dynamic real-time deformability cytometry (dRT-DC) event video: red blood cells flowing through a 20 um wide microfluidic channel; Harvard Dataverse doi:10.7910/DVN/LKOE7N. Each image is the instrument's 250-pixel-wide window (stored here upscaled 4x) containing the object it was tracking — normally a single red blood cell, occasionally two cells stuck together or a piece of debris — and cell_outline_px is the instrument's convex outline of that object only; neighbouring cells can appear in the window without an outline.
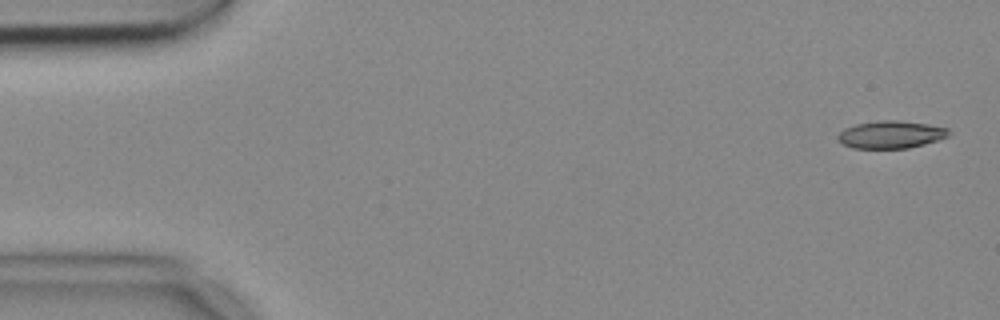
{"species": "common noctule bat (a hibernating species)", "species_latin": "Nyctalus noctula", "temperature_condition": "cold", "stored_images_in_passage": 7, "camera_frame_rate_fps": 3000, "um_per_image_px": 0.085, "animal": {"sex": "female", "body_mass_g": 18.4}, "frame": {"image": 1, "passage_image": 1, "time_ms": 0.0, "image_size_px": [1000, 320], "cell_outline_px": [[952, 132], [948, 136], [924, 144], [908, 148], [852, 148], [844, 144], [836, 136], [844, 128], [856, 124], [876, 120], [900, 120], [928, 124], [948, 128]], "centroid_in_image_um": [75.73, 11.42], "position_along_channel_um": 9.3, "area_um2": 17.8}}
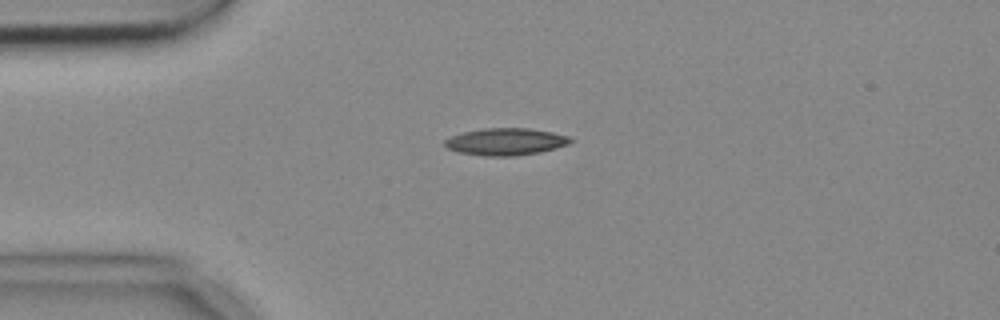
{"frame": {"image": 2, "passage_image": 4, "time_ms": 1.0, "image_size_px": [1000, 320], "cell_outline_px": [[572, 140], [568, 144], [556, 148], [540, 152], [512, 156], [484, 156], [460, 152], [448, 148], [444, 144], [444, 140], [452, 136], [464, 132], [484, 128], [528, 128], [552, 132], [568, 136]], "centroid_in_image_um": [42.99, 12.04], "position_along_channel_um": 42.0, "area_um2": 19.65}}
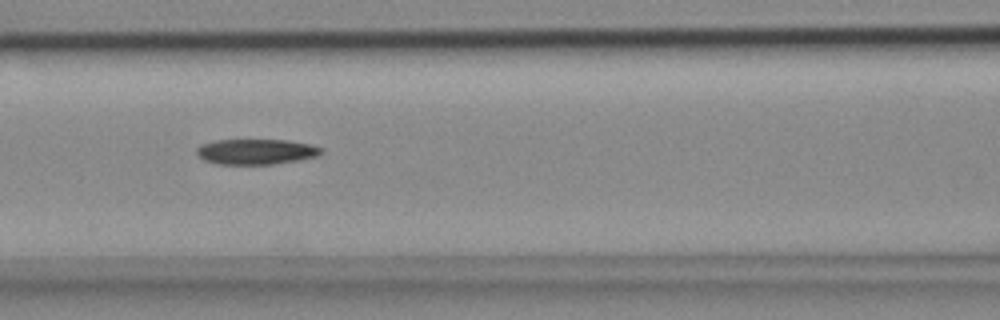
{"frame": {"image": 3, "passage_image": 7, "time_ms": 2.0, "image_size_px": [1000, 320], "cell_outline_px": [[320, 152], [316, 156], [296, 160], [272, 164], [216, 164], [204, 160], [196, 152], [196, 148], [200, 144], [216, 140], [284, 140], [308, 144], [320, 148]], "centroid_in_image_um": [21.67, 12.89], "position_along_channel_um": 144.9, "area_um2": 18.09}}